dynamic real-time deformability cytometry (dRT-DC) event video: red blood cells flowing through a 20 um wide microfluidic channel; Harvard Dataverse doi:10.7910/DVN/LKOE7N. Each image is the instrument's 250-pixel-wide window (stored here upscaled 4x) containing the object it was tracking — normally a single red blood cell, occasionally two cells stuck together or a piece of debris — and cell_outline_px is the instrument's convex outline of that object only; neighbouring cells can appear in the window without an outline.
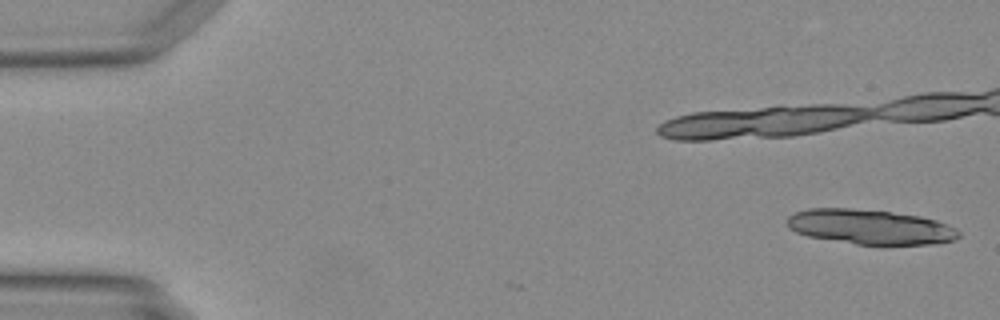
{"species": "Egyptian fruit bat (a non-hibernating species)", "species_latin": "Rousettus aegyptiacus", "temperature_condition": "warm", "stored_images_in_passage": 3, "camera_frame_rate_fps": 3000, "um_per_image_px": 0.085, "animal": {"sex": "female"}, "frame": {"image": 1, "passage_image": 1, "time_ms": 0.0, "image_size_px": [1000, 320], "cell_outline_px": [[960, 236], [952, 240], [928, 244], [856, 244], [808, 236], [796, 232], [788, 228], [788, 216], [796, 212], [808, 208], [852, 208], [888, 212], [920, 216], [936, 220], [948, 224], [956, 228], [960, 232]], "centroid_in_image_um": [73.95, 19.28], "position_along_channel_um": 11.1, "area_um2": 34.51}}